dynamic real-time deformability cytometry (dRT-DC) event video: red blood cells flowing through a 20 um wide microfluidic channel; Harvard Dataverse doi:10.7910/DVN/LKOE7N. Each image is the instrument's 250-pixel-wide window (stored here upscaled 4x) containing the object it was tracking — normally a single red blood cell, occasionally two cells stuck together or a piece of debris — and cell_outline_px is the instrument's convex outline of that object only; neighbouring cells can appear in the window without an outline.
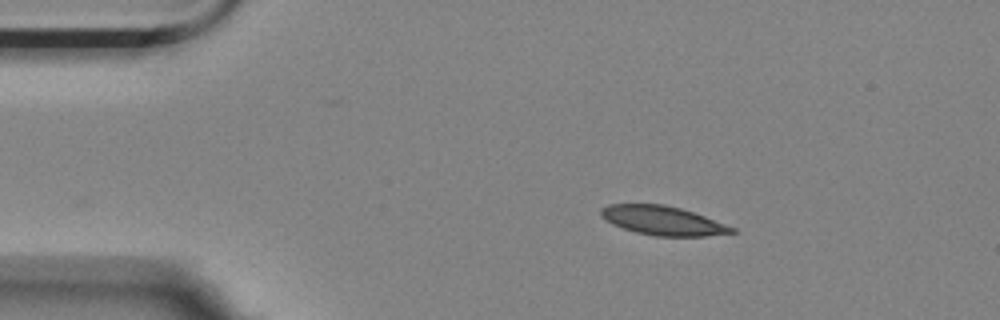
{"species": "Egyptian fruit bat (a non-hibernating species)", "species_latin": "Rousettus aegyptiacus", "temperature_condition": "room temperature", "stored_images_in_passage": 5, "camera_frame_rate_fps": 3000, "um_per_image_px": 0.085, "animal": {"sex": "female"}, "frame": {"image": 1, "passage_image": 1, "time_ms": 0.0, "image_size_px": [1000, 320], "cell_outline_px": [[736, 232], [704, 236], [656, 236], [636, 232], [612, 224], [604, 220], [600, 216], [600, 208], [608, 204], [664, 204], [680, 208], [704, 216], [736, 228]], "centroid_in_image_um": [56.29, 18.74], "position_along_channel_um": 28.7, "area_um2": 22.08}}
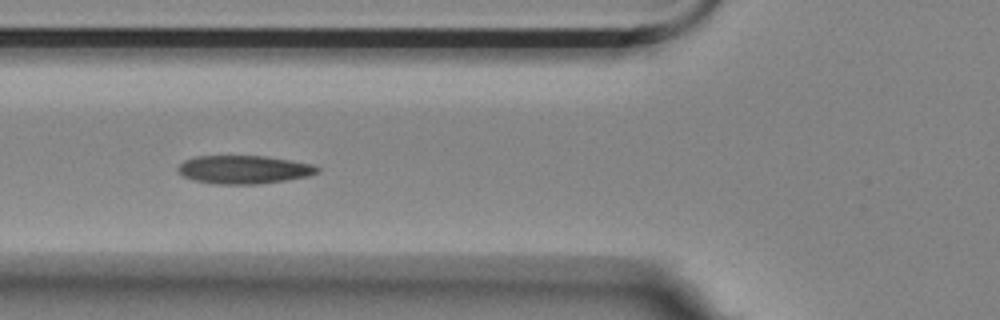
{"frame": {"image": 2, "passage_image": 4, "time_ms": 1.0, "image_size_px": [1000, 320], "cell_outline_px": [[320, 172], [308, 176], [260, 184], [216, 184], [196, 180], [184, 176], [176, 168], [184, 160], [196, 156], [264, 156], [292, 160], [312, 164], [320, 168]], "centroid_in_image_um": [20.76, 14.41], "position_along_channel_um": 105.0, "area_um2": 22.89}}
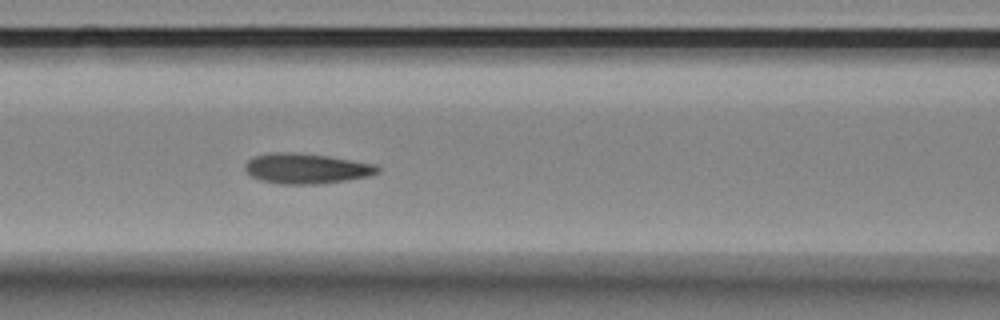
{"frame": {"image": 3, "passage_image": 5, "time_ms": 1.333, "image_size_px": [1000, 320], "cell_outline_px": [[380, 172], [368, 176], [348, 180], [316, 184], [276, 184], [260, 180], [252, 176], [244, 168], [244, 164], [248, 160], [256, 156], [276, 152], [284, 152], [328, 156], [376, 164], [380, 168]], "centroid_in_image_um": [26.06, 14.34], "position_along_channel_um": 140.5, "area_um2": 23.24}}